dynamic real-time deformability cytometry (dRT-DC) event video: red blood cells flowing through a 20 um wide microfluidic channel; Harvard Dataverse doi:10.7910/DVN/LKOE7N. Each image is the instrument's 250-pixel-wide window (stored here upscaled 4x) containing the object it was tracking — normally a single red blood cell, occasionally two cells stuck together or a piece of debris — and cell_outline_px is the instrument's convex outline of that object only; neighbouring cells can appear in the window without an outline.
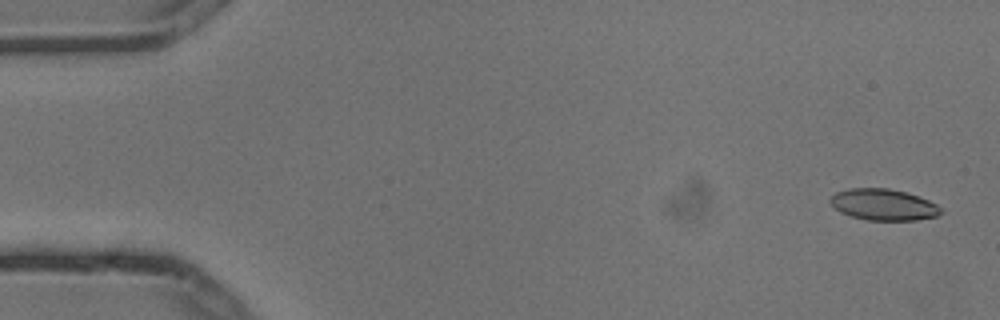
{"species": "common noctule bat (a hibernating species)", "species_latin": "Nyctalus noctula", "temperature_condition": "cold", "stored_images_in_passage": 6, "camera_frame_rate_fps": 3000, "um_per_image_px": 0.085, "animal": {"sex": "male", "body_mass_g": 13.3}, "frame": {"image": 1, "passage_image": 1, "time_ms": 0.0, "image_size_px": [1000, 320], "cell_outline_px": [[944, 212], [936, 216], [916, 220], [868, 220], [852, 216], [840, 212], [828, 200], [836, 192], [848, 188], [888, 188], [904, 192], [928, 200], [936, 204]], "centroid_in_image_um": [75.08, 17.39], "position_along_channel_um": 9.9, "area_um2": 20.0}}
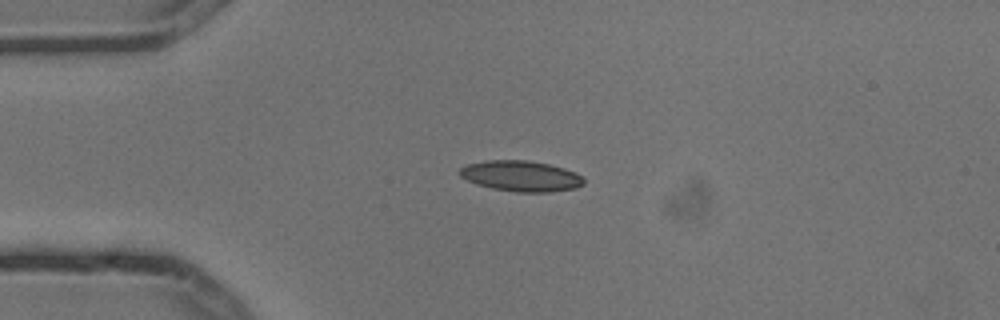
{"frame": {"image": 2, "passage_image": 4, "time_ms": 1.0, "image_size_px": [1000, 320], "cell_outline_px": [[584, 184], [576, 188], [552, 192], [516, 192], [492, 188], [476, 184], [460, 176], [460, 168], [464, 164], [488, 160], [528, 160], [548, 164], [564, 168], [576, 172], [584, 180]], "centroid_in_image_um": [44.28, 14.96], "position_along_channel_um": 40.7, "area_um2": 22.25}}
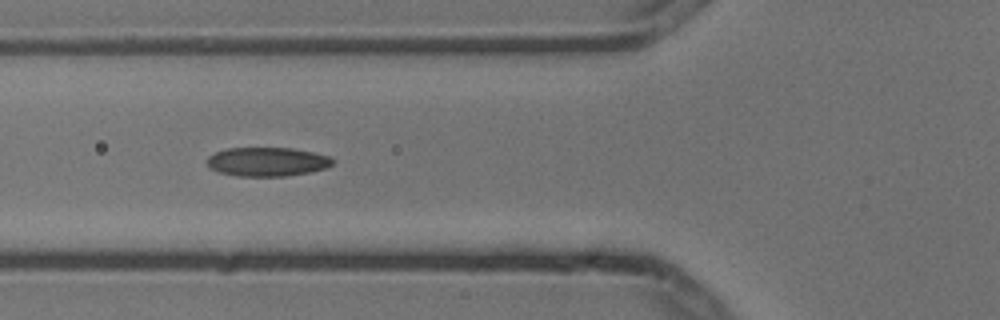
{"frame": {"image": 3, "passage_image": 6, "time_ms": 1.667, "image_size_px": [1000, 320], "cell_outline_px": [[336, 160], [332, 164], [324, 168], [312, 172], [284, 176], [236, 176], [220, 172], [208, 168], [208, 156], [216, 152], [228, 148], [292, 148], [312, 152], [328, 156]], "centroid_in_image_um": [22.71, 13.75], "position_along_channel_um": 103.1, "area_um2": 21.15}}